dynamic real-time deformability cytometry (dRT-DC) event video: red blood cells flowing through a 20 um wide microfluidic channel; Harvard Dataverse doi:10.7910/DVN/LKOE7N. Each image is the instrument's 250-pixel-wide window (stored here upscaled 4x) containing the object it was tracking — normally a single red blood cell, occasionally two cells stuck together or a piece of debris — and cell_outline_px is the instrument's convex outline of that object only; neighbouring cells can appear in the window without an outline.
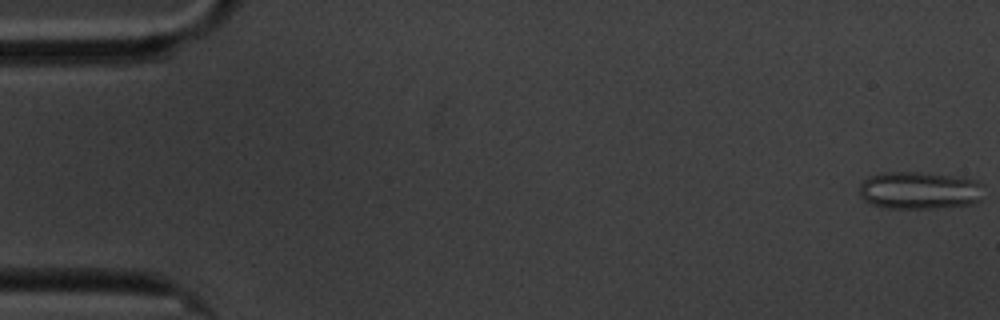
{"species": "common noctule bat (a hibernating species)", "species_latin": "Nyctalus noctula", "temperature_condition": "cold", "stored_images_in_passage": 53, "camera_frame_rate_fps": 3000, "um_per_image_px": 0.085, "animal": {"sex": "male", "body_mass_g": 20.1, "forearm_length_mm": 53.5}, "frame": {"image": 1, "passage_image": 1, "time_ms": 0.0, "image_size_px": [1000, 320], "cell_outline_px": [[984, 184], [980, 200], [972, 204], [936, 208], [888, 208], [872, 204], [864, 200], [860, 196], [860, 184], [864, 180], [872, 176], [884, 172], [916, 172], [948, 176], [976, 180]], "centroid_in_image_um": [78.16, 16.19], "position_along_channel_um": 6.8, "area_um2": 26.99}}
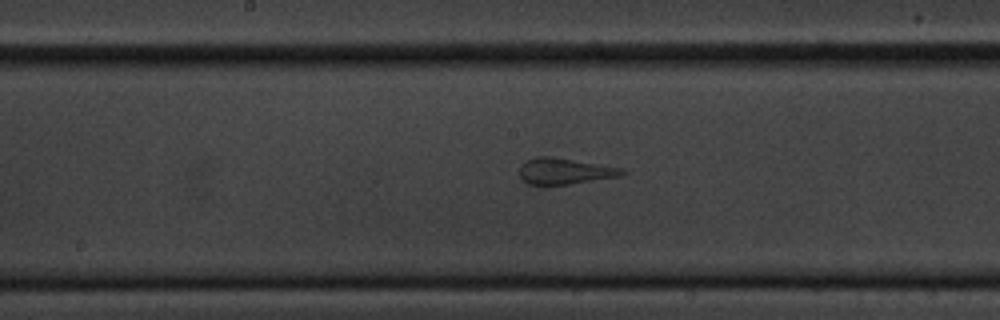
{"frame": {"image": 2, "passage_image": 30, "time_ms": 9.667, "image_size_px": [1000, 320], "cell_outline_px": [[628, 172], [620, 176], [568, 184], [528, 184], [520, 180], [520, 164], [536, 156], [548, 156], [620, 168]], "centroid_in_image_um": [47.94, 14.55], "position_along_channel_um": 200.3, "area_um2": 15.26}}
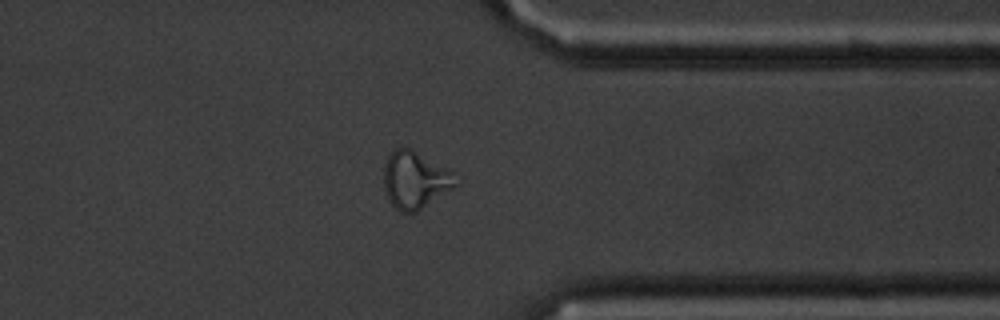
{"frame": {"image": 3, "passage_image": 46, "time_ms": 15.0, "image_size_px": [1000, 320], "cell_outline_px": [[460, 184], [416, 212], [400, 212], [392, 204], [384, 188], [384, 164], [388, 156], [396, 148], [412, 148], [452, 172]], "centroid_in_image_um": [35.29, 15.3], "position_along_channel_um": 376.1, "area_um2": 23.76}}